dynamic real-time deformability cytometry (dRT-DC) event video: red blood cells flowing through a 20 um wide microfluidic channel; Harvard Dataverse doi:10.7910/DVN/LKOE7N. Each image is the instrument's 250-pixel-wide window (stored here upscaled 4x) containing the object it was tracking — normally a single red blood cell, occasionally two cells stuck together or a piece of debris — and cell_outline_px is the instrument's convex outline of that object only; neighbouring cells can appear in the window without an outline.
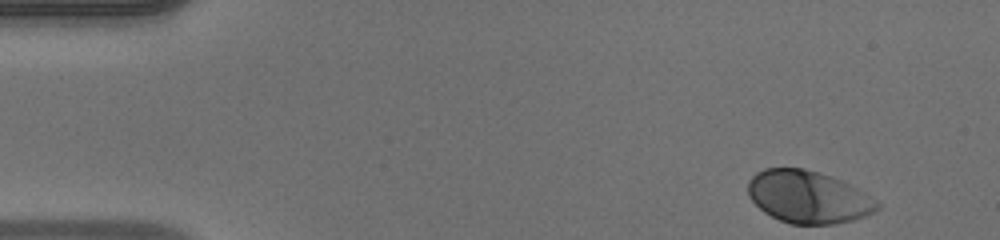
{"species": "human", "species_latin": "Homo sapiens", "temperature_condition": "warm", "stored_images_in_passage": 46, "camera_frame_rate_fps": 3000, "um_per_image_px": 0.085, "donor": {"sex": "male"}, "frame": {"image": 1, "passage_image": 1, "time_ms": 0.0, "image_size_px": [1000, 240], "cell_outline_px": [[880, 208], [864, 216], [852, 220], [836, 224], [792, 224], [780, 220], [764, 212], [748, 196], [748, 180], [756, 172], [764, 168], [804, 168], [832, 176], [864, 192], [880, 204]], "centroid_in_image_um": [68.67, 16.73], "position_along_channel_um": 16.3, "area_um2": 39.3}}
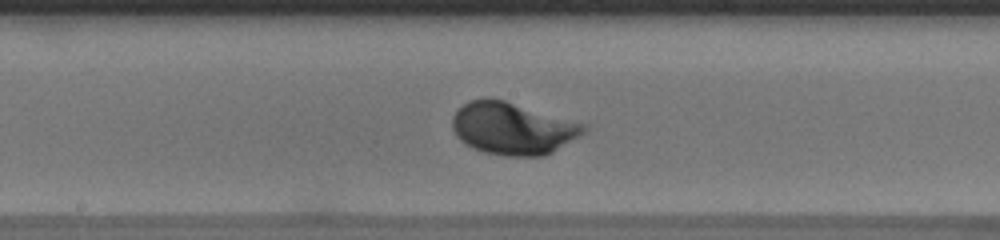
{"frame": {"image": 2, "passage_image": 23, "time_ms": 7.333, "image_size_px": [1000, 240], "cell_outline_px": [[588, 128], [584, 132], [552, 152], [544, 156], [504, 156], [484, 152], [472, 148], [460, 140], [456, 136], [452, 128], [452, 116], [468, 100], [504, 100], [588, 124]], "centroid_in_image_um": [43.58, 10.93], "position_along_channel_um": 204.6, "area_um2": 39.65}}
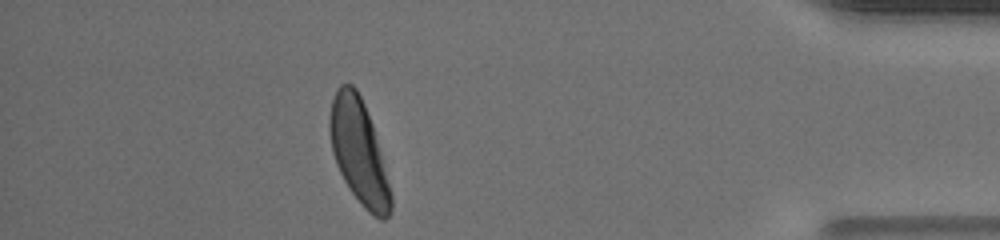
{"frame": {"image": 3, "passage_image": 41, "time_ms": 13.333, "image_size_px": [1000, 240], "cell_outline_px": [[392, 208], [388, 216], [384, 220], [380, 220], [368, 212], [364, 208], [348, 188], [336, 164], [332, 152], [328, 128], [328, 116], [332, 100], [336, 88], [340, 84], [352, 84], [356, 88], [364, 104], [372, 124], [380, 152], [392, 196]], "centroid_in_image_um": [30.47, 12.9], "position_along_channel_um": 404.7, "area_um2": 37.05}, "authors_computed_cell_mechanics": {"area_um2": 38.6393, "velocity_mm_per_s": 4.0942, "shape_relaxation_time_tau1_ms": 1.9606, "shape_relaxation_time_tau2_ms": null, "deformation_change_tau1": 0.1535, "deformation_change_tau2": null}}